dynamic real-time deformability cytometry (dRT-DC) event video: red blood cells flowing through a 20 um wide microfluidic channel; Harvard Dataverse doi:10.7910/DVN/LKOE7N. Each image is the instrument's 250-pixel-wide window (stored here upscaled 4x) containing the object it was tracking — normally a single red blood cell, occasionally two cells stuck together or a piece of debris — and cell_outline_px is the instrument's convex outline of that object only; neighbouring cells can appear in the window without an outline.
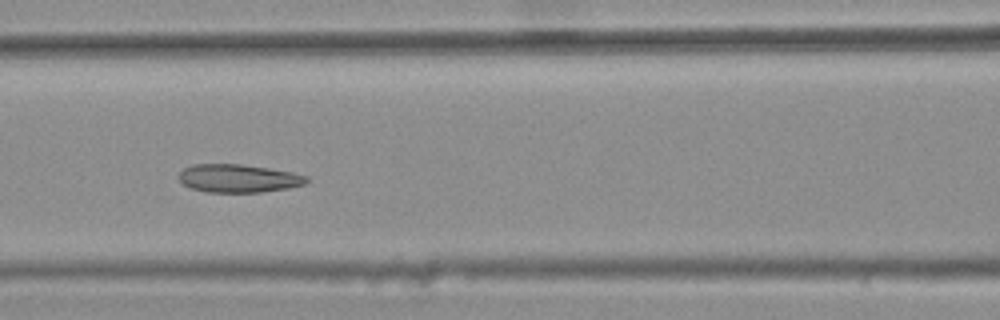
{"species": "common noctule bat (a hibernating species)", "species_latin": "Nyctalus noctula", "temperature_condition": "warm", "stored_images_in_passage": 7, "camera_frame_rate_fps": 3000, "um_per_image_px": 0.085, "animal": {"sex": "female", "body_mass_g": 25.1}, "frame": {"image": 1, "passage_image": 6, "time_ms": 1.667, "image_size_px": [1000, 320], "cell_outline_px": [[308, 180], [304, 184], [288, 188], [260, 192], [208, 192], [188, 188], [180, 180], [180, 172], [184, 168], [192, 164], [240, 164], [268, 168], [292, 172], [308, 176]], "centroid_in_image_um": [20.25, 15.16], "position_along_channel_um": 146.3, "area_um2": 20.87}}
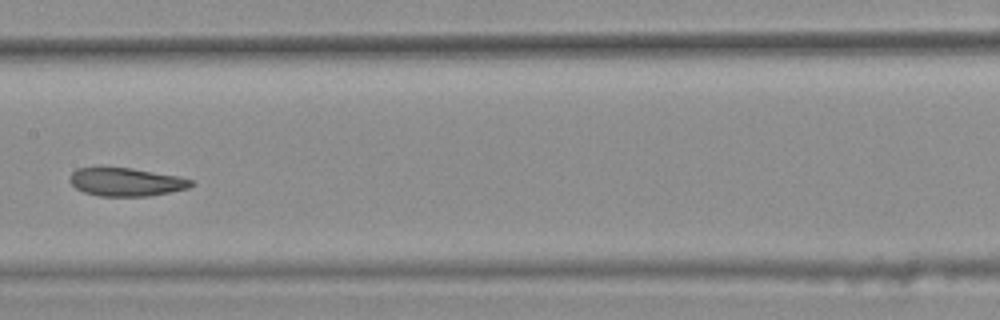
{"frame": {"image": 2, "passage_image": 7, "time_ms": 2.0, "image_size_px": [1000, 320], "cell_outline_px": [[196, 180], [188, 188], [148, 196], [100, 196], [84, 192], [76, 188], [68, 180], [72, 172], [76, 168], [132, 168], [180, 176]], "centroid_in_image_um": [10.74, 15.46], "position_along_channel_um": 196.7, "area_um2": 19.94}}